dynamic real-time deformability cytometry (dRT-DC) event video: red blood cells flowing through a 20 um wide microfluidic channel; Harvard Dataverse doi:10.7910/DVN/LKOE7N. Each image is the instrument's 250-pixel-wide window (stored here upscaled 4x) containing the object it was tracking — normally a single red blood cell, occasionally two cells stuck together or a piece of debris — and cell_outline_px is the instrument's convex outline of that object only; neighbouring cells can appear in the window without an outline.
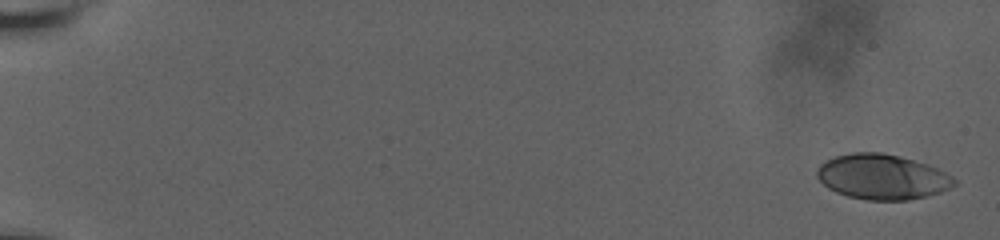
{"species": "human", "species_latin": "Homo sapiens", "temperature_condition": "room temperature", "stored_images_in_passage": 20, "camera_frame_rate_fps": 3000, "um_per_image_px": 0.085, "donor": {"sex": "male"}, "frame": {"image": 1, "passage_image": 1, "time_ms": 0.0, "image_size_px": [1000, 240], "cell_outline_px": [[956, 184], [940, 192], [908, 200], [868, 200], [848, 196], [836, 192], [828, 188], [816, 176], [816, 168], [820, 164], [836, 156], [852, 152], [884, 152], [900, 156], [928, 164], [952, 176], [956, 180]], "centroid_in_image_um": [74.97, 15.02], "position_along_channel_um": 10.0, "area_um2": 36.01}}
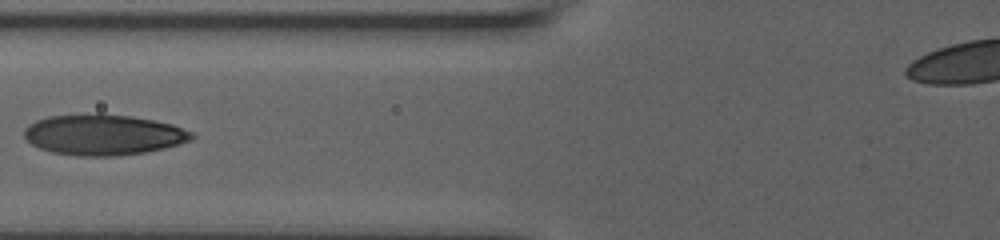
{"frame": {"image": 2, "passage_image": 17, "time_ms": 8.667, "image_size_px": [1000, 240], "cell_outline_px": [[196, 136], [180, 144], [164, 148], [144, 152], [112, 156], [76, 156], [52, 152], [40, 148], [32, 144], [24, 136], [24, 128], [28, 124], [36, 120], [48, 116], [96, 112], [132, 116], [172, 124], [192, 132]], "centroid_in_image_um": [8.75, 11.43], "position_along_channel_um": 117.1, "area_um2": 40.0}}
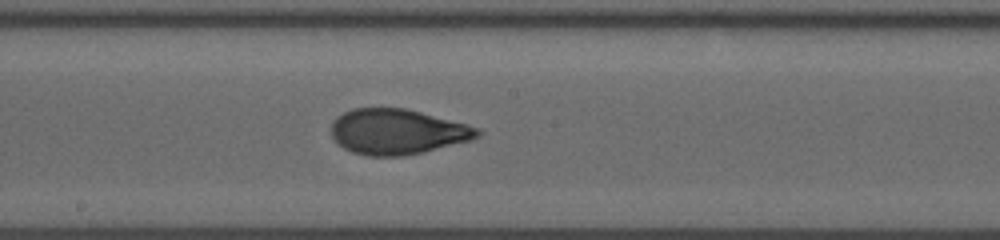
{"frame": {"image": 3, "passage_image": 20, "time_ms": 11.333, "image_size_px": [1000, 240], "cell_outline_px": [[480, 132], [476, 136], [468, 140], [424, 152], [404, 156], [368, 156], [352, 152], [344, 148], [332, 136], [332, 120], [336, 116], [352, 108], [404, 108], [420, 112], [480, 128]], "centroid_in_image_um": [33.71, 11.19], "position_along_channel_um": 214.5, "area_um2": 38.21}}